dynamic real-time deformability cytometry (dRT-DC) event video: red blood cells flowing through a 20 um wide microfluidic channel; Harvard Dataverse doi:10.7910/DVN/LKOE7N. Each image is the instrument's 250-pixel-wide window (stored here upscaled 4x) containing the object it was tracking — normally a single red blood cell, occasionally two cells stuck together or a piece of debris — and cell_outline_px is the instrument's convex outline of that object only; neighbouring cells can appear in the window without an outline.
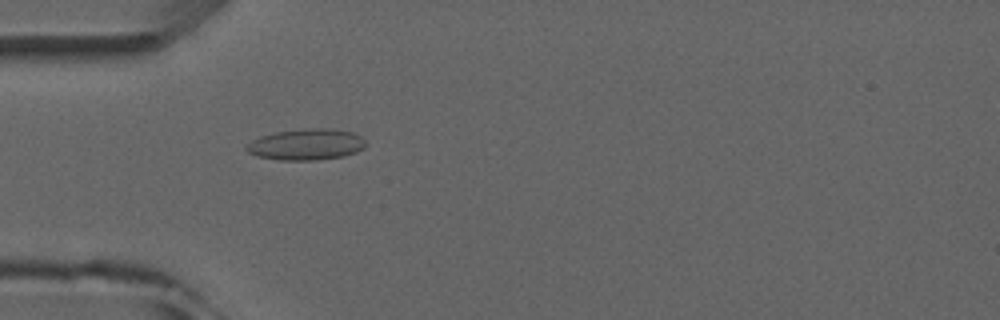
{"species": "common noctule bat (a hibernating species)", "species_latin": "Nyctalus noctula", "temperature_condition": "room temperature", "stored_images_in_passage": 5, "camera_frame_rate_fps": 3000, "um_per_image_px": 0.085, "animal": {"sex": "male", "forearm_length_mm": 52.5}, "frame": {"image": 1, "passage_image": 5, "time_ms": 4.333, "image_size_px": [1000, 320], "cell_outline_px": [[364, 148], [356, 152], [344, 156], [316, 160], [280, 160], [256, 156], [248, 152], [244, 148], [252, 140], [260, 136], [276, 132], [304, 128], [332, 128], [352, 132], [360, 136], [364, 140]], "centroid_in_image_um": [26.02, 12.27], "position_along_channel_um": 59.0, "area_um2": 21.73}}